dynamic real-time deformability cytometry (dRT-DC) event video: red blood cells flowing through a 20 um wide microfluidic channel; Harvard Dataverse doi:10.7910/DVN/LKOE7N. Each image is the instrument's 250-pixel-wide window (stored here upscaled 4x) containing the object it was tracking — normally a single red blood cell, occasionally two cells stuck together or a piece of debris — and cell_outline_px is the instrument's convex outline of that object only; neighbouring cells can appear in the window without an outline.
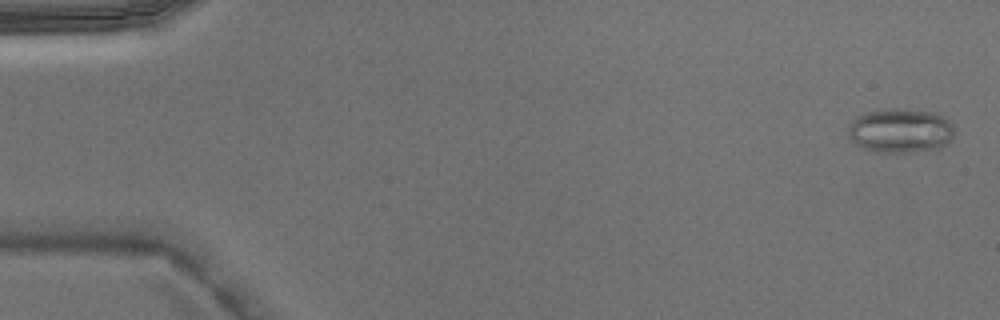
{"species": "Egyptian fruit bat (a non-hibernating species)", "species_latin": "Rousettus aegyptiacus", "temperature_condition": "warm", "stored_images_in_passage": 5, "camera_frame_rate_fps": 3000, "um_per_image_px": 0.085, "animal": {"sex": "male"}, "frame": {"image": 1, "passage_image": 1, "time_ms": 0.0, "image_size_px": [1000, 320], "cell_outline_px": [[952, 140], [948, 144], [940, 148], [912, 152], [884, 152], [864, 148], [856, 144], [848, 136], [848, 124], [856, 116], [864, 112], [892, 108], [936, 112], [944, 116], [952, 124]], "centroid_in_image_um": [76.53, 11.09], "position_along_channel_um": 8.5, "area_um2": 27.57}}
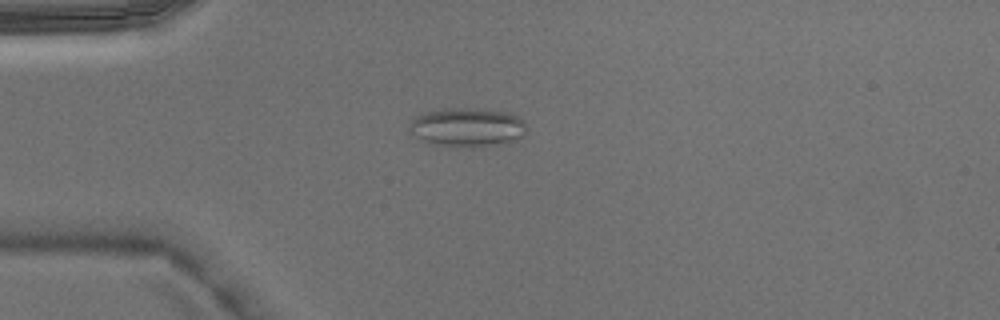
{"frame": {"image": 2, "passage_image": 4, "time_ms": 1.0, "image_size_px": [1000, 320], "cell_outline_px": [[524, 136], [500, 144], [472, 148], [456, 148], [428, 144], [408, 132], [408, 124], [416, 116], [428, 112], [444, 108], [480, 108], [504, 112], [516, 116], [524, 120]], "centroid_in_image_um": [39.64, 10.85], "position_along_channel_um": 45.4, "area_um2": 26.99}}